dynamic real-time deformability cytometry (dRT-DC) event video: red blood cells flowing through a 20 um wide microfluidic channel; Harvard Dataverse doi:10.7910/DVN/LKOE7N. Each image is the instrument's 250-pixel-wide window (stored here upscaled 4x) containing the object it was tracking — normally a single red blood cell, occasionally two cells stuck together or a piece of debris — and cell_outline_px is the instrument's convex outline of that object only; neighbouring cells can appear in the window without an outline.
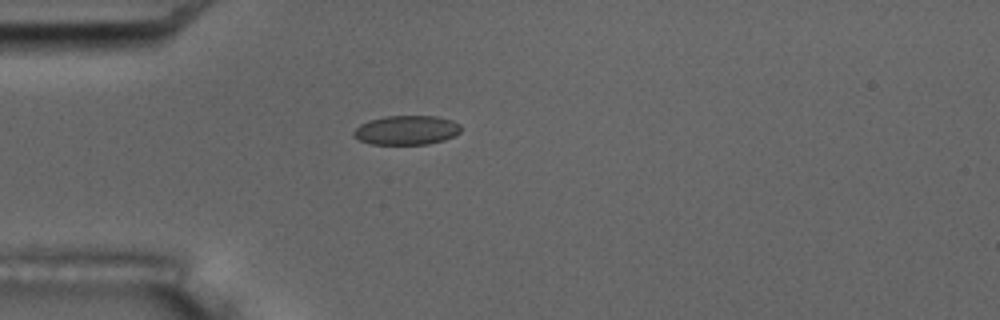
{"species": "common noctule bat (a hibernating species)", "species_latin": "Nyctalus noctula", "temperature_condition": "room temperature", "stored_images_in_passage": 2, "camera_frame_rate_fps": 3000, "um_per_image_px": 0.085, "animal": {"sex": "male", "body_mass_g": 17.5, "forearm_length_mm": 52.3}, "frame": {"image": 1, "passage_image": 2, "time_ms": 1.0, "image_size_px": [1000, 320], "cell_outline_px": [[460, 132], [444, 140], [428, 144], [372, 144], [360, 140], [352, 136], [352, 132], [360, 124], [368, 120], [384, 116], [436, 116], [452, 120], [460, 124]], "centroid_in_image_um": [34.53, 11.05], "position_along_channel_um": 50.5, "area_um2": 18.32}}